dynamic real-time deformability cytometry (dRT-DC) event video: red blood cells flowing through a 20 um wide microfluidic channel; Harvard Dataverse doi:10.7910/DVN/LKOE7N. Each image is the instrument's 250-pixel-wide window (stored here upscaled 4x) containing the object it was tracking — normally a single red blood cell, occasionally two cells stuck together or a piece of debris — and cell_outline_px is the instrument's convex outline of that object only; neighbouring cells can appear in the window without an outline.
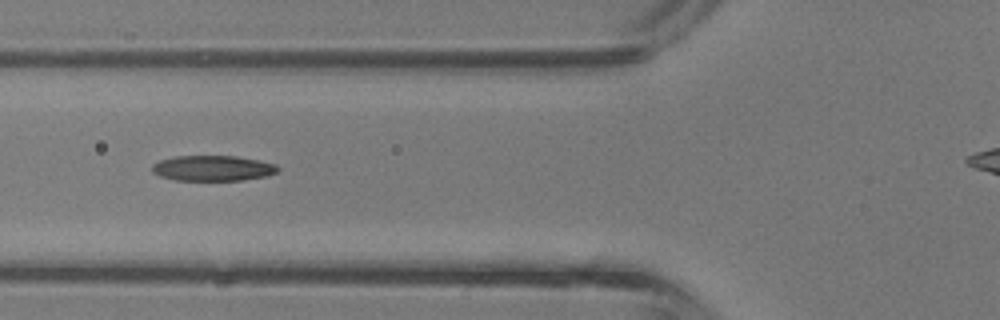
{"species": "common noctule bat (a hibernating species)", "species_latin": "Nyctalus noctula", "temperature_condition": "room temperature", "stored_images_in_passage": 3, "camera_frame_rate_fps": 3000, "um_per_image_px": 0.085, "animal": {"sex": "male", "body_mass_g": 13.3}, "frame": {"image": 1, "passage_image": 3, "time_ms": 0.667, "image_size_px": [1000, 320], "cell_outline_px": [[280, 168], [276, 172], [268, 176], [240, 180], [176, 180], [160, 176], [152, 172], [152, 164], [160, 160], [172, 156], [236, 156], [276, 164]], "centroid_in_image_um": [18.07, 14.29], "position_along_channel_um": 107.7, "area_um2": 18.61}}